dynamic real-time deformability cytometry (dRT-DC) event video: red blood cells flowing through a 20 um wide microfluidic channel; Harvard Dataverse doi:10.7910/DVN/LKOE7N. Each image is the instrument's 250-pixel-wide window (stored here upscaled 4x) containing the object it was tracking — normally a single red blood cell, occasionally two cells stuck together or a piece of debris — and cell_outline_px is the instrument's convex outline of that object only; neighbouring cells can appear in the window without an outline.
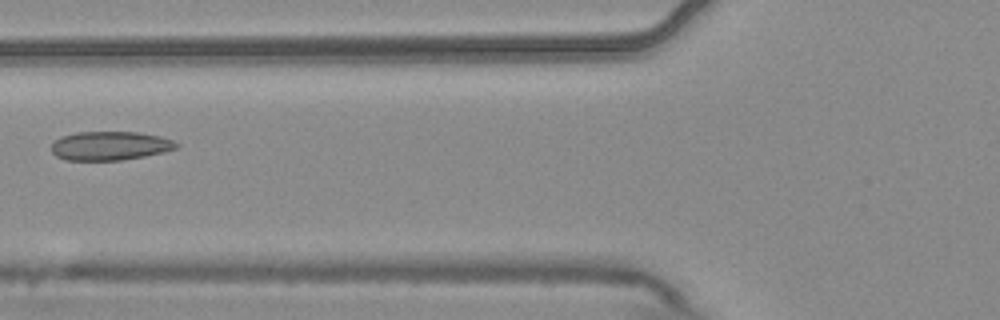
{"species": "common noctule bat (a hibernating species)", "species_latin": "Nyctalus noctula", "temperature_condition": "warm", "stored_images_in_passage": 5, "camera_frame_rate_fps": 3000, "um_per_image_px": 0.085, "animal": {"sex": "male", "body_mass_g": 20.4}, "frame": {"image": 1, "passage_image": 5, "time_ms": 1.333, "image_size_px": [1000, 320], "cell_outline_px": [[180, 144], [176, 148], [164, 152], [144, 156], [120, 160], [64, 160], [56, 156], [52, 152], [52, 140], [60, 136], [76, 132], [136, 132], [160, 136], [172, 140]], "centroid_in_image_um": [9.31, 12.39], "position_along_channel_um": 116.5, "area_um2": 21.1}}